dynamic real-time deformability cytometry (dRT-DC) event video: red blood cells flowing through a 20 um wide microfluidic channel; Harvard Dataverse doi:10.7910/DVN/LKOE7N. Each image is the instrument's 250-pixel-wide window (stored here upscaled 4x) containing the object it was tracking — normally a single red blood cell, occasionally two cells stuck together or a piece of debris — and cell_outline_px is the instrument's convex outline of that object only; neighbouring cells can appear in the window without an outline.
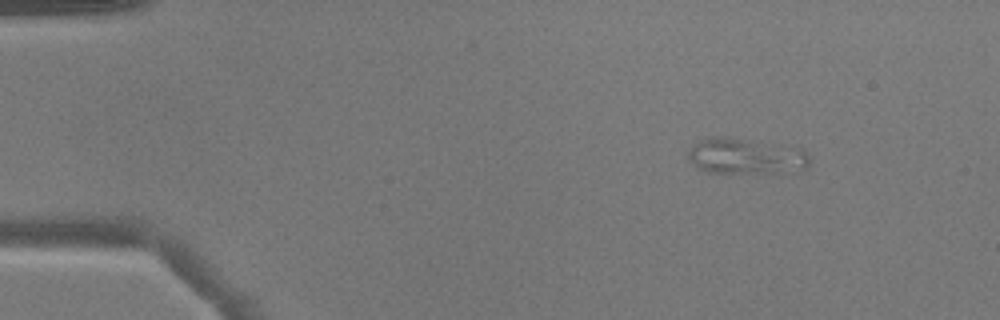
{"species": "common noctule bat (a hibernating species)", "species_latin": "Nyctalus noctula", "temperature_condition": "warm", "stored_images_in_passage": 7, "camera_frame_rate_fps": 3000, "um_per_image_px": 0.085, "animal": {"sex": "male", "body_mass_g": 17.9}, "frame": {"image": 1, "passage_image": 1, "time_ms": 0.0, "image_size_px": [1000, 320], "cell_outline_px": [[808, 168], [780, 172], [708, 172], [696, 168], [688, 156], [688, 152], [700, 140], [708, 136], [724, 136], [752, 140], [800, 148], [808, 156]], "centroid_in_image_um": [63.36, 13.26], "position_along_channel_um": 21.6, "area_um2": 24.97}}